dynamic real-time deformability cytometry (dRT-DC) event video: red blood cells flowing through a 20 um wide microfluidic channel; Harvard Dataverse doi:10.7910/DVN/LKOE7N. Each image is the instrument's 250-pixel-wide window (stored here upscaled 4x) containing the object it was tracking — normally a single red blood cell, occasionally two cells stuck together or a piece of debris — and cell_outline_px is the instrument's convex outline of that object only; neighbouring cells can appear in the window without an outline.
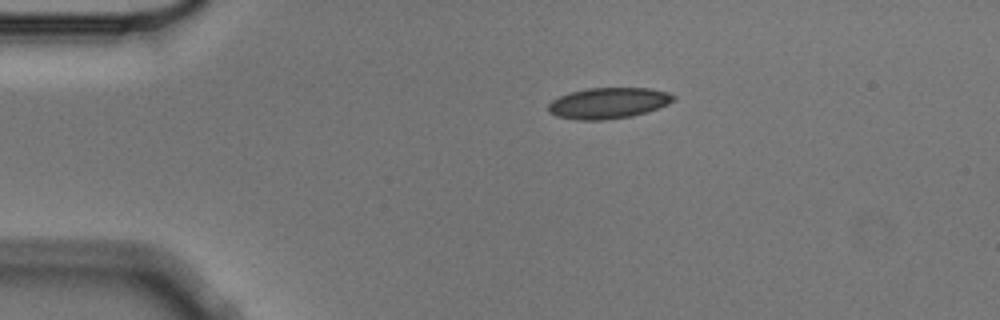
{"species": "Egyptian fruit bat (a non-hibernating species)", "species_latin": "Rousettus aegyptiacus", "temperature_condition": "cold", "stored_images_in_passage": 7, "camera_frame_rate_fps": 3000, "um_per_image_px": 0.085, "animal": {"sex": "male"}, "frame": {"image": 1, "passage_image": 1, "time_ms": 0.0, "image_size_px": [1000, 320], "cell_outline_px": [[676, 100], [668, 104], [632, 116], [604, 120], [576, 120], [556, 116], [548, 112], [548, 104], [552, 100], [560, 96], [572, 92], [588, 88], [652, 88], [668, 92], [676, 96]], "centroid_in_image_um": [51.71, 8.76], "position_along_channel_um": 33.3, "area_um2": 22.6}}
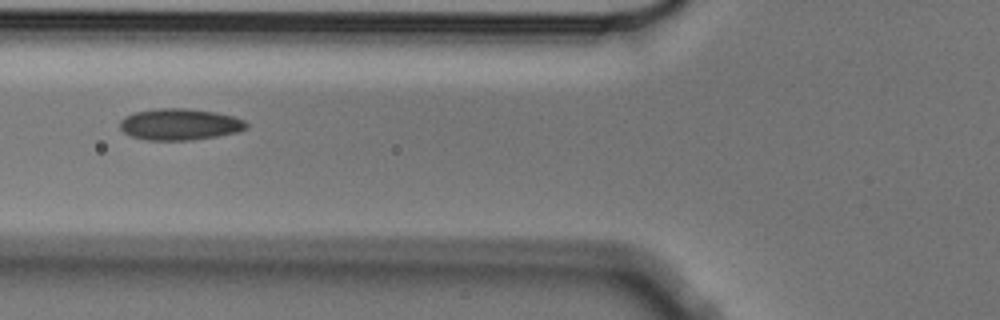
{"frame": {"image": 2, "passage_image": 4, "time_ms": 1.0, "image_size_px": [1000, 320], "cell_outline_px": [[248, 128], [240, 132], [192, 140], [148, 140], [132, 136], [124, 132], [120, 128], [120, 120], [124, 116], [136, 112], [156, 108], [184, 108], [216, 112], [236, 116], [244, 120], [248, 124]], "centroid_in_image_um": [15.32, 10.56], "position_along_channel_um": 110.5, "area_um2": 23.35}}
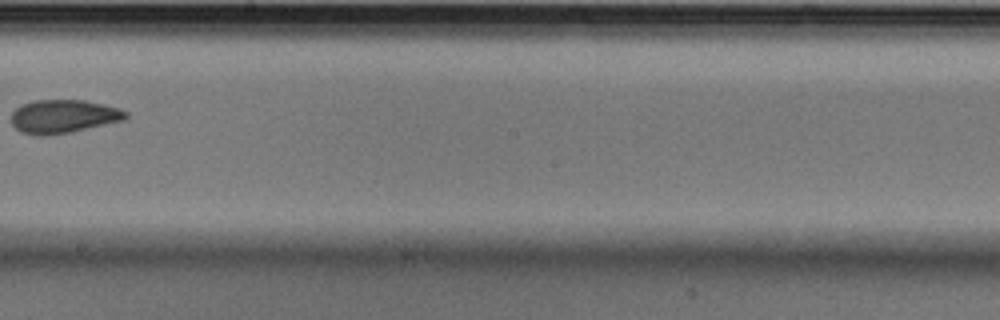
{"frame": {"image": 3, "passage_image": 7, "time_ms": 2.0, "image_size_px": [1000, 320], "cell_outline_px": [[128, 116], [124, 120], [68, 132], [44, 136], [36, 136], [20, 132], [12, 124], [12, 112], [16, 108], [24, 104], [36, 100], [84, 100], [104, 104], [120, 108], [128, 112]], "centroid_in_image_um": [5.39, 9.89], "position_along_channel_um": 242.8, "area_um2": 22.2}}